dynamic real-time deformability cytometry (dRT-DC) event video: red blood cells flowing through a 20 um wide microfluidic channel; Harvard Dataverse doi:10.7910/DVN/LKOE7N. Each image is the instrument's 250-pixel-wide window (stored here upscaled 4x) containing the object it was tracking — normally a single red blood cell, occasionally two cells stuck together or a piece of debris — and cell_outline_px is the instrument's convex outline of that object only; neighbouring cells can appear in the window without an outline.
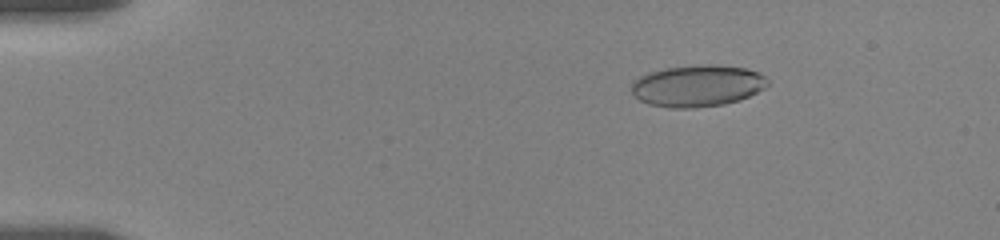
{"species": "human", "species_latin": "Homo sapiens", "temperature_condition": "room temperature", "stored_images_in_passage": 61, "camera_frame_rate_fps": 3000, "um_per_image_px": 0.085, "donor": {"sex": "female"}, "frame": {"image": 1, "passage_image": 8, "time_ms": 2.333, "image_size_px": [1000, 240], "cell_outline_px": [[768, 84], [764, 88], [740, 100], [724, 104], [696, 108], [672, 108], [648, 104], [640, 100], [632, 92], [632, 84], [640, 76], [648, 72], [668, 68], [696, 64], [716, 64], [744, 68], [756, 72], [764, 76], [768, 80]], "centroid_in_image_um": [59.28, 7.29], "position_along_channel_um": 25.7, "area_um2": 33.0}}
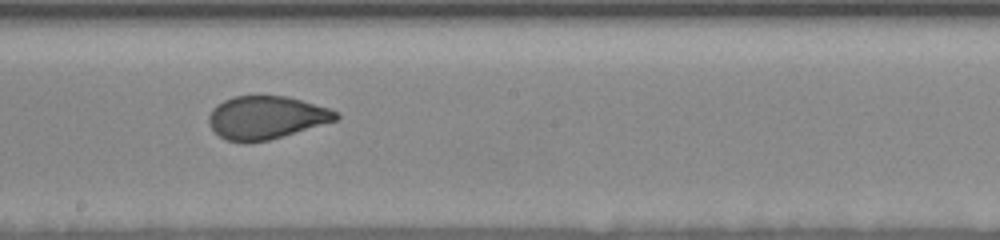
{"frame": {"image": 2, "passage_image": 33, "time_ms": 10.333, "image_size_px": [1000, 240], "cell_outline_px": [[340, 116], [336, 120], [268, 140], [228, 140], [220, 136], [208, 124], [208, 116], [212, 108], [224, 100], [232, 96], [288, 96], [328, 108], [336, 112]], "centroid_in_image_um": [22.6, 9.95], "position_along_channel_um": 225.6, "area_um2": 31.1}}
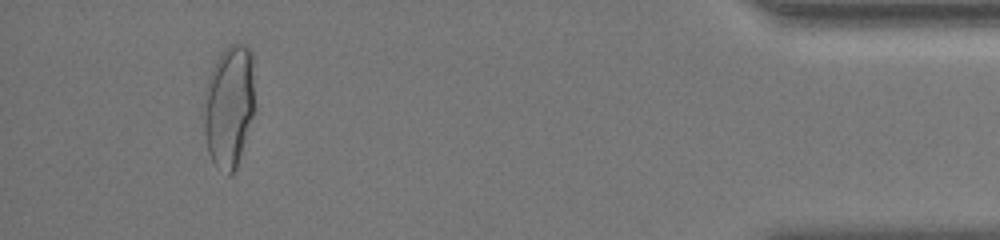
{"frame": {"image": 3, "passage_image": 55, "time_ms": 17.333, "image_size_px": [1000, 240], "cell_outline_px": [[252, 116], [236, 168], [228, 176], [216, 168], [208, 152], [204, 132], [204, 116], [208, 80], [212, 68], [216, 60], [232, 44], [248, 44], [252, 52]], "centroid_in_image_um": [19.45, 9.07], "position_along_channel_um": 415.7, "area_um2": 35.32}, "authors_computed_cell_mechanics": {"area_um2": 33.0038, "velocity_mm_per_s": 3.5224, "shape_relaxation_time_tau1_ms": 9.0028, "shape_relaxation_time_tau2_ms": null, "deformation_change_tau1": 0.2286, "deformation_change_tau2": null}}